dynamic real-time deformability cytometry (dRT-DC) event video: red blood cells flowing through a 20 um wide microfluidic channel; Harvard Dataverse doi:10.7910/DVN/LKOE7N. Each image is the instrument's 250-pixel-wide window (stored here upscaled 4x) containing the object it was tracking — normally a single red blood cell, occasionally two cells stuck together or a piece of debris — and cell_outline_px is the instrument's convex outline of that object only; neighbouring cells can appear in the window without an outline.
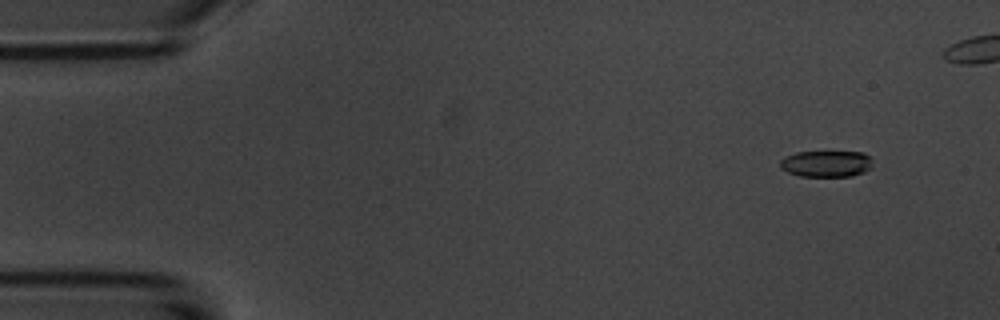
{"species": "common noctule bat (a hibernating species)", "species_latin": "Nyctalus noctula", "temperature_condition": "room temperature", "stored_images_in_passage": 7, "camera_frame_rate_fps": 3000, "um_per_image_px": 0.085, "animal": {"sex": "male", "body_mass_g": 20.1, "forearm_length_mm": 53.5}, "frame": {"image": 1, "passage_image": 2, "time_ms": 1.333, "image_size_px": [1000, 320], "cell_outline_px": [[872, 168], [864, 172], [852, 176], [800, 176], [788, 172], [780, 168], [780, 160], [784, 156], [796, 152], [864, 152], [872, 156]], "centroid_in_image_um": [70.26, 13.91], "position_along_channel_um": 14.7, "area_um2": 14.45}}
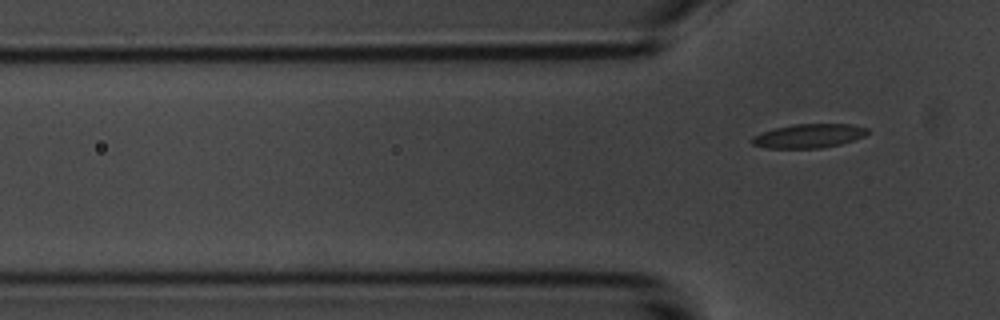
{"frame": {"image": 2, "passage_image": 7, "time_ms": 7.667, "image_size_px": [1000, 320], "cell_outline_px": [[868, 132], [864, 136], [840, 144], [820, 148], [768, 148], [752, 144], [752, 136], [776, 128], [792, 124], [848, 124], [868, 128]], "centroid_in_image_um": [68.74, 11.55], "position_along_channel_um": 57.1, "area_um2": 15.9}}